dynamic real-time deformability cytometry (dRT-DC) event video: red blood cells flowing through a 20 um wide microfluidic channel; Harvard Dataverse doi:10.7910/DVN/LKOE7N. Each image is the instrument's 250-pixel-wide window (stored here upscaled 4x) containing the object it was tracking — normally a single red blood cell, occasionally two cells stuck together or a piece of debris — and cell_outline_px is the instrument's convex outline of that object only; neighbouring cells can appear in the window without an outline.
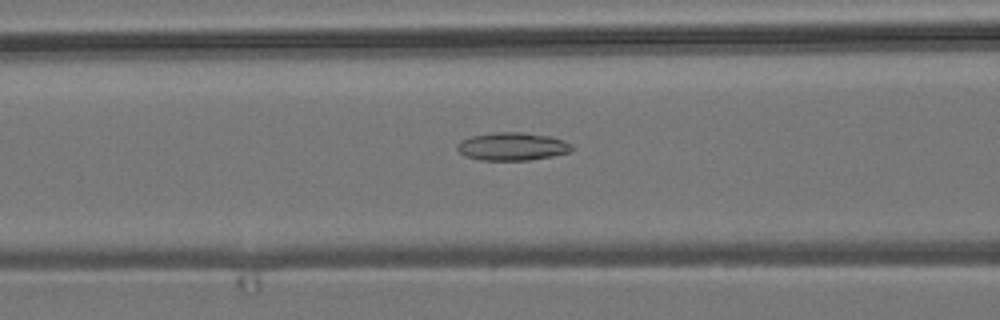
{"species": "common noctule bat (a hibernating species)", "species_latin": "Nyctalus noctula", "temperature_condition": "room temperature", "stored_images_in_passage": 54, "camera_frame_rate_fps": 3000, "um_per_image_px": 0.085, "animal": {"sex": "male", "body_mass_g": 19.2, "forearm_length_mm": 51.8}, "frame": {"image": 1, "passage_image": 22, "time_ms": 7.0, "image_size_px": [1000, 320], "cell_outline_px": [[576, 148], [572, 152], [552, 156], [528, 160], [480, 160], [464, 156], [456, 148], [460, 140], [472, 136], [496, 132], [524, 132], [548, 136], [564, 140], [572, 144]], "centroid_in_image_um": [43.58, 12.45], "position_along_channel_um": 123.0, "area_um2": 18.84}}
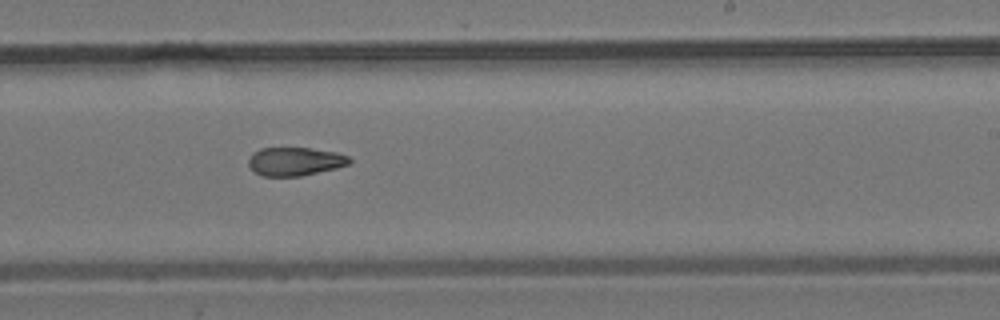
{"frame": {"image": 2, "passage_image": 33, "time_ms": 10.667, "image_size_px": [1000, 320], "cell_outline_px": [[352, 164], [336, 168], [300, 176], [260, 176], [248, 164], [248, 160], [252, 152], [260, 148], [308, 148], [336, 152], [348, 156], [352, 160]], "centroid_in_image_um": [25.08, 13.72], "position_along_channel_um": 263.9, "area_um2": 16.76}}
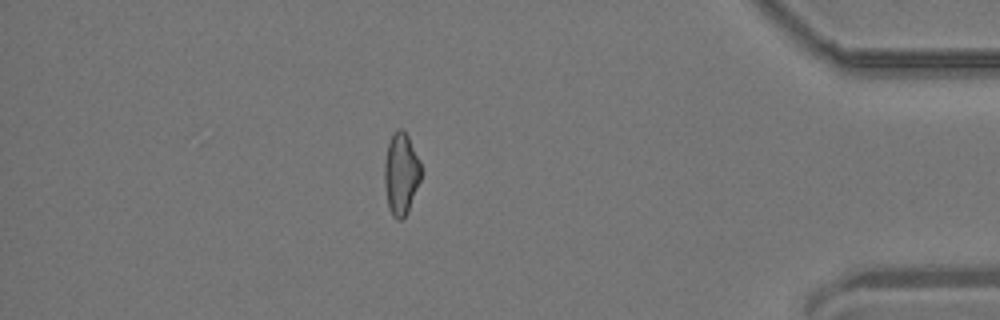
{"frame": {"image": 3, "passage_image": 47, "time_ms": 15.333, "image_size_px": [1000, 320], "cell_outline_px": [[420, 180], [408, 212], [400, 220], [396, 220], [392, 216], [388, 204], [384, 180], [384, 164], [388, 144], [392, 136], [400, 128], [408, 136], [420, 160]], "centroid_in_image_um": [34.09, 14.8], "position_along_channel_um": 401.1, "area_um2": 17.17}, "authors_computed_cell_mechanics": {"area_um2": 17.9469, "velocity_mm_per_s": 3.8465, "shape_relaxation_time_tau1_ms": null, "shape_relaxation_time_tau2_ms": 3.1689, "deformation_change_tau1": null, "deformation_change_tau2": 0.0991}}